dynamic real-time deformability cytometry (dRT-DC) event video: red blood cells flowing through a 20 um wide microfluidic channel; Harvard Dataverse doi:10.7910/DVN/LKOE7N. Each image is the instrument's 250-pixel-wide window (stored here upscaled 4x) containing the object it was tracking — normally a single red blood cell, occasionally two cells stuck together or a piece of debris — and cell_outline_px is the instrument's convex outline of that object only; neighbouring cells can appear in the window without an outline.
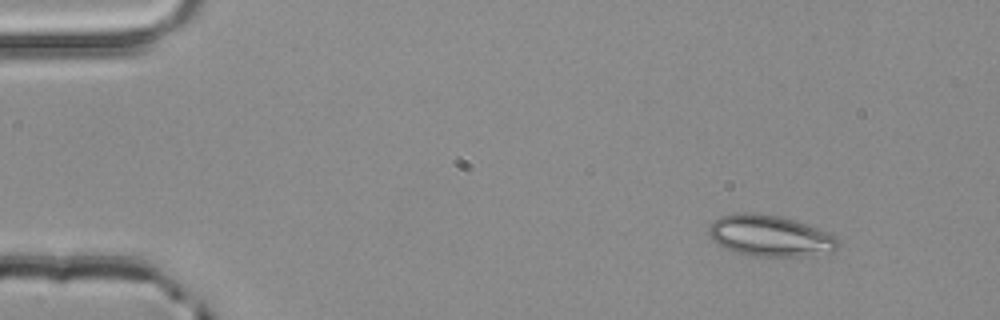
{"species": "common noctule bat (a hibernating species)", "species_latin": "Nyctalus noctula", "temperature_condition": "room temperature", "stored_images_in_passage": 4, "camera_frame_rate_fps": 3000, "um_per_image_px": 0.085, "animal": {"sex": "male", "body_mass_g": 20.4}, "frame": {"image": 1, "passage_image": 1, "time_ms": 0.0, "image_size_px": [1000, 320], "cell_outline_px": [[840, 244], [836, 252], [812, 256], [752, 256], [736, 252], [716, 244], [708, 236], [708, 228], [712, 220], [720, 216], [732, 212], [756, 212], [780, 216], [828, 232], [836, 236]], "centroid_in_image_um": [65.44, 20.04], "position_along_channel_um": 19.6, "area_um2": 31.62}}